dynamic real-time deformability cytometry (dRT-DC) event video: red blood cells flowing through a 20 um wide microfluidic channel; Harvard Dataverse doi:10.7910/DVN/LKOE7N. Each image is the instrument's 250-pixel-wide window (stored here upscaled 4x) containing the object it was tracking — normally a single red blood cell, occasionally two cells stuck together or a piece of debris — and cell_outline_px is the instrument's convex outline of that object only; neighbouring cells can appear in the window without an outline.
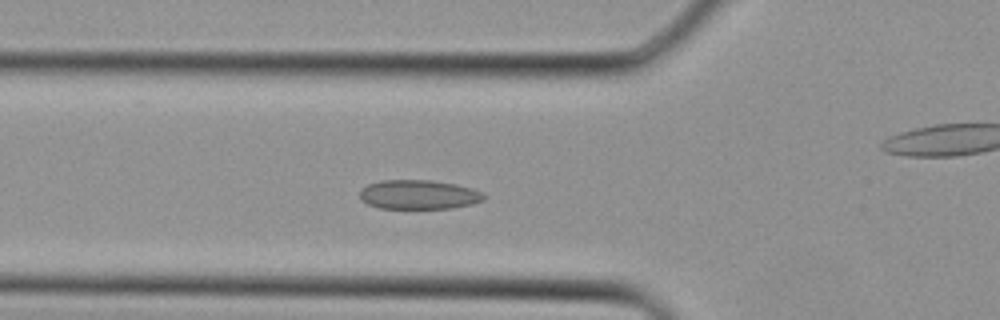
{"species": "Egyptian fruit bat (a non-hibernating species)", "species_latin": "Rousettus aegyptiacus", "temperature_condition": "cold", "stored_images_in_passage": 32, "camera_frame_rate_fps": 3000, "um_per_image_px": 0.085, "animal": {"sex": "female"}, "frame": {"image": 1, "passage_image": 8, "time_ms": 2.333, "image_size_px": [1000, 320], "cell_outline_px": [[488, 196], [484, 200], [472, 204], [452, 208], [380, 208], [368, 204], [360, 200], [360, 188], [368, 184], [380, 180], [428, 180], [456, 184], [472, 188], [484, 192]], "centroid_in_image_um": [35.61, 16.54], "position_along_channel_um": 90.2, "area_um2": 21.39}}
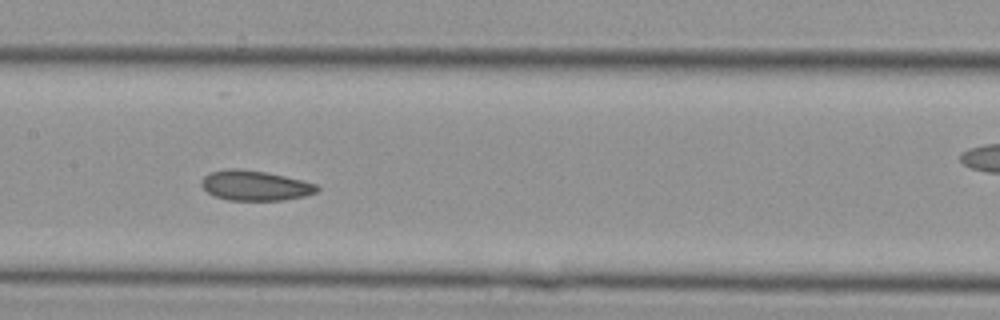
{"frame": {"image": 2, "passage_image": 13, "time_ms": 4.0, "image_size_px": [1000, 320], "cell_outline_px": [[320, 188], [316, 192], [304, 196], [284, 200], [228, 200], [216, 196], [208, 192], [200, 184], [200, 180], [208, 172], [228, 168], [236, 168], [268, 172], [304, 180], [316, 184]], "centroid_in_image_um": [21.67, 15.75], "position_along_channel_um": 185.7, "area_um2": 20.4}}
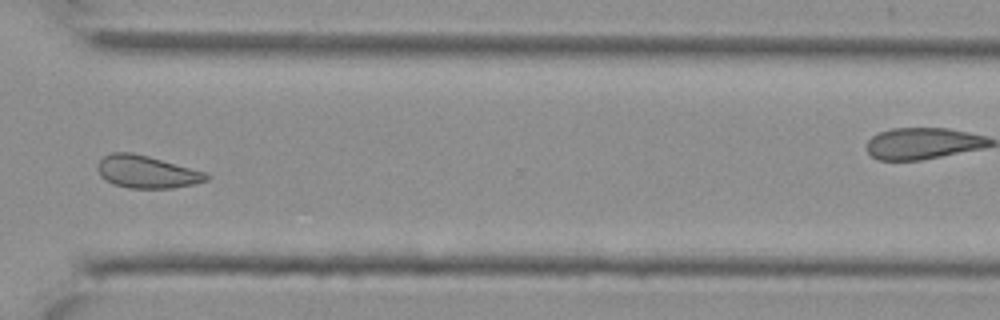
{"frame": {"image": 3, "passage_image": 22, "time_ms": 7.0, "image_size_px": [1000, 320], "cell_outline_px": [[212, 176], [208, 180], [192, 184], [172, 188], [128, 188], [112, 184], [100, 176], [96, 168], [100, 160], [104, 156], [112, 152], [132, 152], [148, 156], [208, 172]], "centroid_in_image_um": [12.49, 14.6], "position_along_channel_um": 358.1, "area_um2": 20.81}}